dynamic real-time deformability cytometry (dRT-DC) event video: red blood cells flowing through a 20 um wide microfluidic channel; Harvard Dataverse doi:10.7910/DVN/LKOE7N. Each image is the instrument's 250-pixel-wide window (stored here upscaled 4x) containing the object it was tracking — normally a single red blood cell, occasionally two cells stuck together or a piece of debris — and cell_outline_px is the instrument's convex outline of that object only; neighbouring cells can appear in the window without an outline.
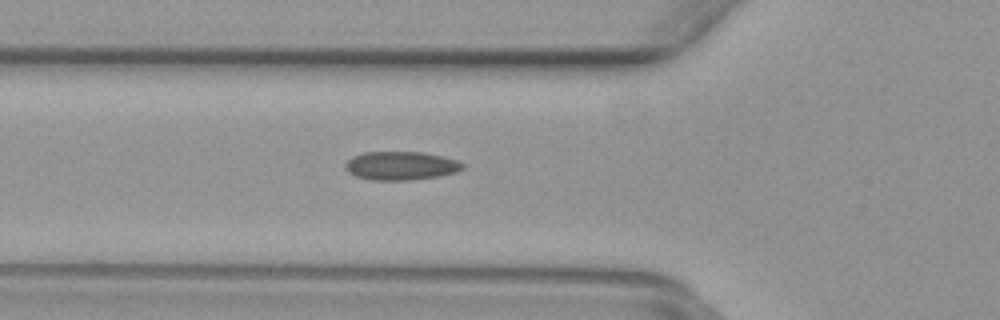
{"species": "common noctule bat (a hibernating species)", "species_latin": "Nyctalus noctula", "temperature_condition": "warm", "stored_images_in_passage": 30, "camera_frame_rate_fps": 3000, "um_per_image_px": 0.085, "animal": {"sex": "female", "body_mass_g": 29.2, "forearm_length_mm": 56.3}, "frame": {"image": 1, "passage_image": 2, "time_ms": 0.333, "image_size_px": [1000, 320], "cell_outline_px": [[464, 168], [456, 172], [440, 176], [412, 180], [372, 180], [356, 176], [348, 172], [344, 168], [344, 164], [352, 156], [364, 152], [424, 152], [444, 156], [456, 160], [464, 164]], "centroid_in_image_um": [34.07, 14.08], "position_along_channel_um": 91.7, "area_um2": 19.71}}
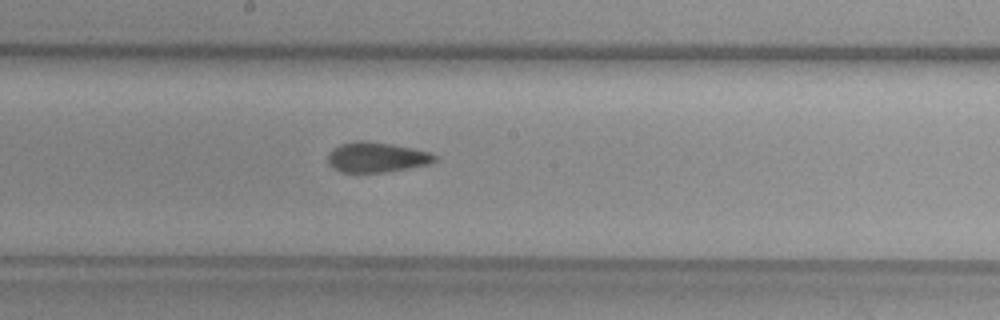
{"frame": {"image": 2, "passage_image": 11, "time_ms": 3.333, "image_size_px": [1000, 320], "cell_outline_px": [[436, 160], [428, 164], [408, 168], [384, 172], [340, 172], [328, 164], [328, 152], [332, 148], [340, 144], [356, 140], [364, 140], [392, 144], [412, 148], [428, 152], [436, 156]], "centroid_in_image_um": [31.95, 13.35], "position_along_channel_um": 216.2, "area_um2": 18.73}}
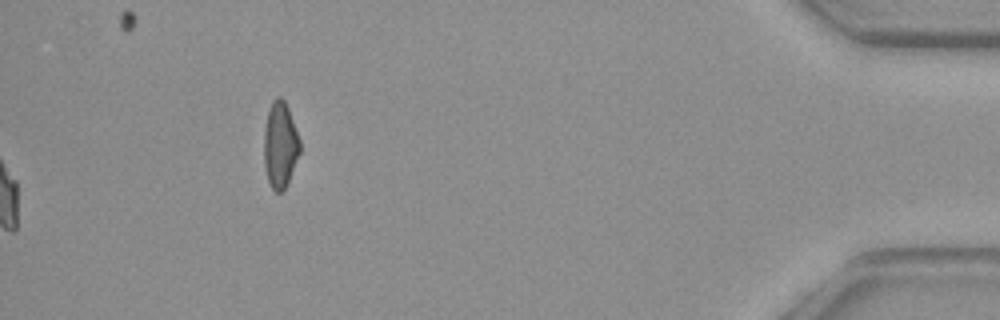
{"frame": {"image": 3, "passage_image": 30, "time_ms": 9.667, "image_size_px": [1000, 320], "cell_outline_px": [[300, 152], [288, 184], [280, 192], [276, 192], [272, 188], [268, 180], [264, 164], [264, 132], [268, 112], [272, 100], [276, 96], [280, 96], [284, 100], [288, 108], [300, 140]], "centroid_in_image_um": [23.82, 12.32], "position_along_channel_um": 411.4, "area_um2": 17.98}}